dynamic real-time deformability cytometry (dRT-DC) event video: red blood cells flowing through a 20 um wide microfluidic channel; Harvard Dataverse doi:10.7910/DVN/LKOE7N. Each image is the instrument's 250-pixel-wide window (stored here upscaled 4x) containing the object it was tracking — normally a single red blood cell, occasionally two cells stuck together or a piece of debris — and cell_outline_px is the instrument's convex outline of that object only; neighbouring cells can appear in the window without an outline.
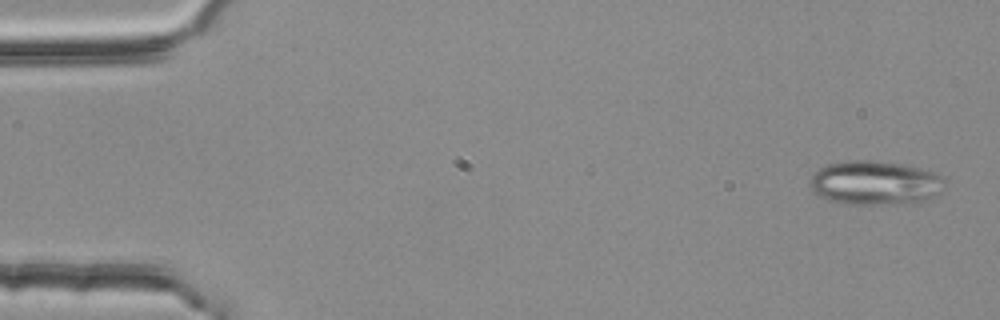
{"species": "common noctule bat (a hibernating species)", "species_latin": "Nyctalus noctula", "temperature_condition": "room temperature", "stored_images_in_passage": 4, "camera_frame_rate_fps": 3000, "um_per_image_px": 0.085, "animal": {"sex": "female", "body_mass_g": 25.1}, "frame": {"image": 1, "passage_image": 1, "time_ms": 0.0, "image_size_px": [1000, 320], "cell_outline_px": [[944, 180], [940, 192], [936, 196], [920, 200], [868, 204], [848, 204], [828, 200], [812, 192], [812, 172], [828, 164], [848, 160], [872, 160], [900, 164], [920, 168], [944, 176]], "centroid_in_image_um": [74.33, 15.51], "position_along_channel_um": 10.7, "area_um2": 33.93}}